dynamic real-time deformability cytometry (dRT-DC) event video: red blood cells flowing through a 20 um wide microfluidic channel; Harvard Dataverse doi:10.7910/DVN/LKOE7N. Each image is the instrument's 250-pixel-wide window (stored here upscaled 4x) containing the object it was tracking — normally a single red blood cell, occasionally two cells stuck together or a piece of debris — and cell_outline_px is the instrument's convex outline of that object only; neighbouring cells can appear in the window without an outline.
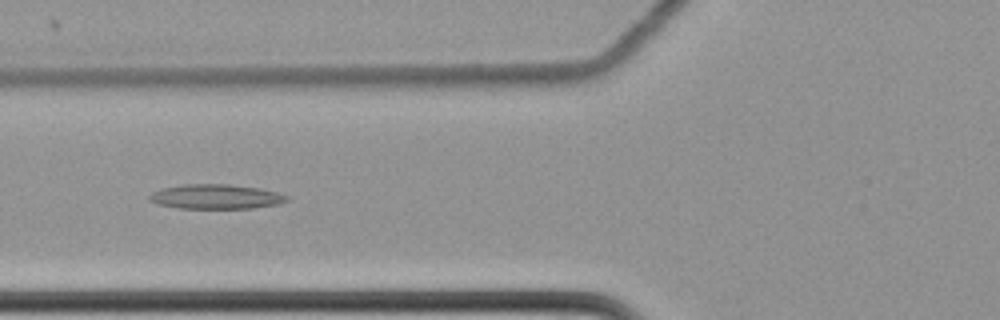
{"species": "common noctule bat (a hibernating species)", "species_latin": "Nyctalus noctula", "temperature_condition": "cold", "stored_images_in_passage": 46, "camera_frame_rate_fps": 3000, "um_per_image_px": 0.085, "animal": {"sex": "female", "body_mass_g": 22.7, "forearm_length_mm": 54.2}, "frame": {"image": 1, "passage_image": 10, "time_ms": 3.0, "image_size_px": [1000, 320], "cell_outline_px": [[288, 200], [276, 204], [252, 208], [176, 208], [160, 204], [148, 200], [148, 196], [152, 192], [160, 188], [184, 184], [228, 184], [260, 188], [276, 192], [288, 196]], "centroid_in_image_um": [18.3, 16.71], "position_along_channel_um": 107.5, "area_um2": 19.65}}
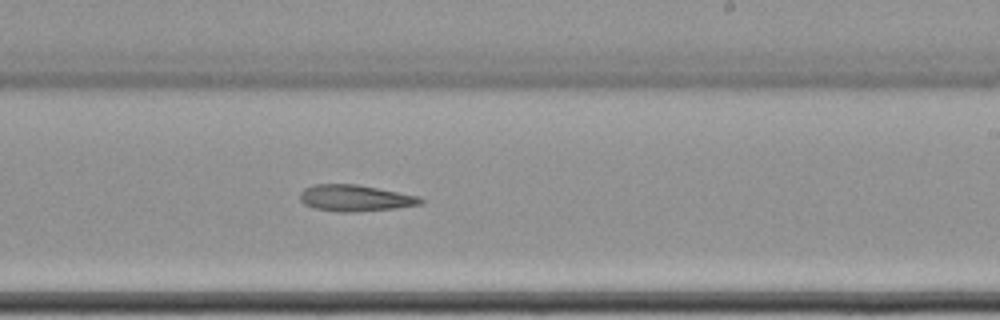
{"frame": {"image": 2, "passage_image": 23, "time_ms": 7.333, "image_size_px": [1000, 320], "cell_outline_px": [[424, 204], [396, 208], [352, 212], [336, 212], [316, 208], [304, 204], [300, 200], [300, 192], [304, 188], [312, 184], [356, 184], [420, 196], [424, 200]], "centroid_in_image_um": [30.2, 16.83], "position_along_channel_um": 258.8, "area_um2": 18.67}}
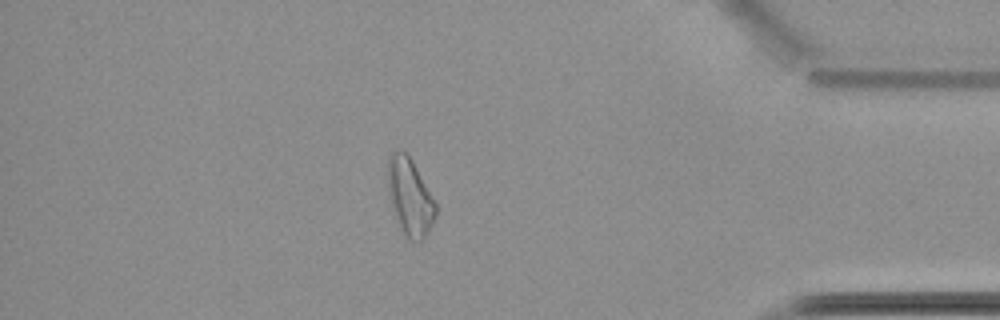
{"frame": {"image": 3, "passage_image": 38, "time_ms": 12.333, "image_size_px": [1000, 320], "cell_outline_px": [[436, 216], [428, 232], [420, 240], [408, 240], [404, 236], [396, 220], [392, 208], [388, 192], [388, 156], [396, 148], [404, 152], [412, 160], [436, 204]], "centroid_in_image_um": [34.81, 16.74], "position_along_channel_um": 400.4, "area_um2": 21.39}}